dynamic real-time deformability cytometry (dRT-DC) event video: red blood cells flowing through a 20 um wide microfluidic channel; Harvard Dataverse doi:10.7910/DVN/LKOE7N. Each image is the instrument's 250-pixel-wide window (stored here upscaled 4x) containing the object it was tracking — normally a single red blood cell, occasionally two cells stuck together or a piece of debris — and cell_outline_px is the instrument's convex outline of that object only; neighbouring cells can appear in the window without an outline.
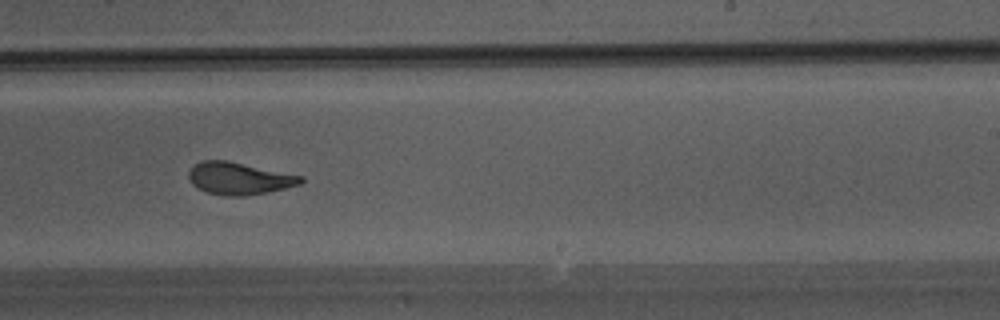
{"species": "Egyptian fruit bat (a non-hibernating species)", "species_latin": "Rousettus aegyptiacus", "temperature_condition": "warm", "stored_images_in_passage": 25, "camera_frame_rate_fps": 3000, "um_per_image_px": 0.085, "animal": {"sex": "male"}, "frame": {"image": 1, "passage_image": 15, "time_ms": 4.667, "image_size_px": [1000, 320], "cell_outline_px": [[304, 180], [300, 184], [268, 192], [244, 196], [224, 196], [208, 192], [192, 184], [188, 176], [188, 172], [200, 160], [228, 160], [304, 176]], "centroid_in_image_um": [20.34, 15.16], "position_along_channel_um": 268.7, "area_um2": 21.04}}